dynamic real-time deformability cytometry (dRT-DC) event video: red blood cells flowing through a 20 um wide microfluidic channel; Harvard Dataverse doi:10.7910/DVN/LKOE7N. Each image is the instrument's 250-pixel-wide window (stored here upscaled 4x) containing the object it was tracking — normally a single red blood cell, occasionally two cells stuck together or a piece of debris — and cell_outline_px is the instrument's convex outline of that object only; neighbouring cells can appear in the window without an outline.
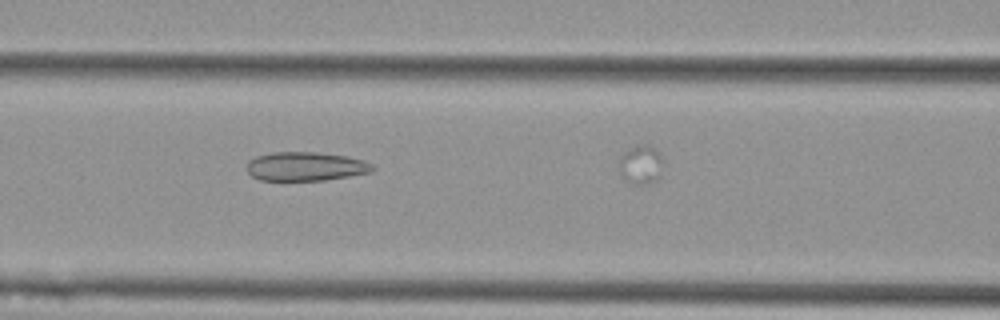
{"species": "Egyptian fruit bat (a non-hibernating species)", "species_latin": "Rousettus aegyptiacus", "temperature_condition": "cold", "stored_images_in_passage": 16, "camera_frame_rate_fps": 3000, "um_per_image_px": 0.085, "animal": {"sex": "female"}, "frame": {"image": 1, "passage_image": 6, "time_ms": 1.667, "image_size_px": [1000, 320], "cell_outline_px": [[376, 168], [372, 172], [324, 180], [260, 180], [252, 176], [244, 168], [248, 160], [256, 156], [272, 152], [316, 152], [348, 156], [364, 160], [372, 164]], "centroid_in_image_um": [25.96, 14.14], "position_along_channel_um": 140.6, "area_um2": 21.39}}
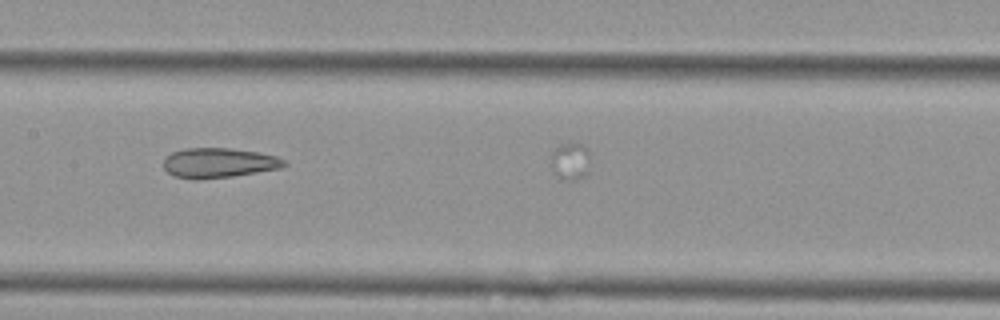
{"frame": {"image": 2, "passage_image": 10, "time_ms": 3.0, "image_size_px": [1000, 320], "cell_outline_px": [[288, 164], [280, 168], [232, 176], [200, 180], [192, 180], [176, 176], [168, 172], [164, 168], [164, 160], [172, 152], [184, 148], [232, 148], [256, 152], [276, 156], [284, 160]], "centroid_in_image_um": [18.58, 13.85], "position_along_channel_um": 188.8, "area_um2": 20.92}}
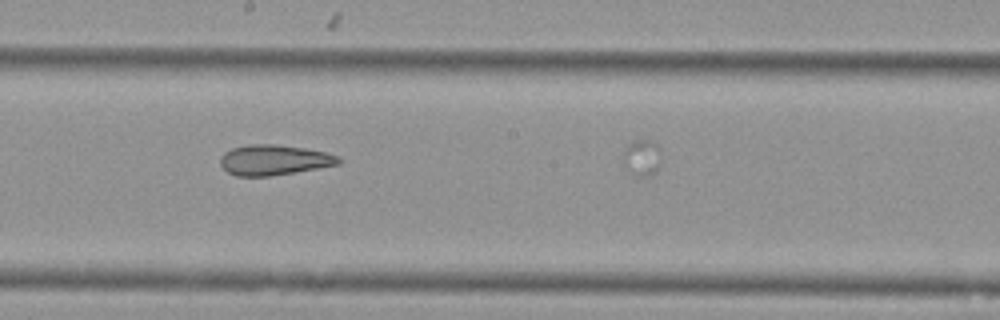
{"frame": {"image": 3, "passage_image": 13, "time_ms": 4.0, "image_size_px": [1000, 320], "cell_outline_px": [[344, 160], [340, 164], [268, 176], [236, 176], [228, 172], [220, 164], [220, 156], [224, 152], [232, 148], [252, 144], [276, 144], [304, 148], [324, 152], [340, 156]], "centroid_in_image_um": [23.3, 13.59], "position_along_channel_um": 224.9, "area_um2": 20.81}}